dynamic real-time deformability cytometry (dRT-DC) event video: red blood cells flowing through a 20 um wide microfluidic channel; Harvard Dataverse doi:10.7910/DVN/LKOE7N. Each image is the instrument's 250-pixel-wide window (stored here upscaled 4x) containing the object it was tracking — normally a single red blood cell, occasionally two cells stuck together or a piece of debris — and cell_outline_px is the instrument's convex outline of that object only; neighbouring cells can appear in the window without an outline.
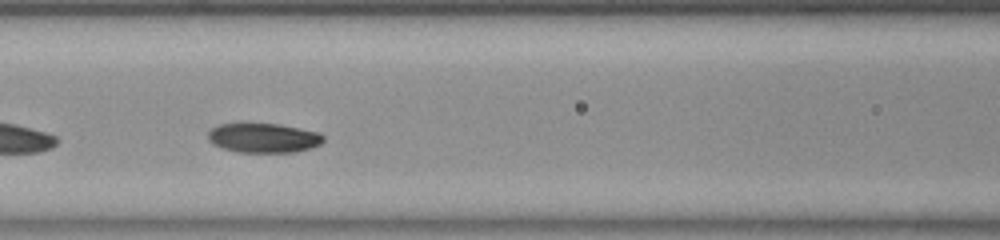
{"species": "common noctule bat (a hibernating species)", "species_latin": "Nyctalus noctula", "temperature_condition": "room temperature", "stored_images_in_passage": 32, "camera_frame_rate_fps": 3000, "um_per_image_px": 0.085, "animal": {"sex": "female", "body_mass_g": 23.0, "forearm_length_mm": 53.4}, "frame": {"image": 1, "passage_image": 14, "time_ms": 4.333, "image_size_px": [1000, 240], "cell_outline_px": [[324, 140], [320, 144], [312, 148], [296, 152], [240, 152], [220, 148], [212, 144], [208, 140], [208, 132], [212, 128], [220, 124], [280, 124], [320, 132], [324, 136]], "centroid_in_image_um": [22.42, 11.73], "position_along_channel_um": 144.2, "area_um2": 19.94}, "authors_computed_cell_mechanics": {"area_um2": 20.5768, "velocity_mm_per_s": 3.8333, "shape_relaxation_time_tau1_ms": 4.3264, "shape_relaxation_time_tau2_ms": null, "deformation_change_tau1": 0.1352, "deformation_change_tau2": null}}